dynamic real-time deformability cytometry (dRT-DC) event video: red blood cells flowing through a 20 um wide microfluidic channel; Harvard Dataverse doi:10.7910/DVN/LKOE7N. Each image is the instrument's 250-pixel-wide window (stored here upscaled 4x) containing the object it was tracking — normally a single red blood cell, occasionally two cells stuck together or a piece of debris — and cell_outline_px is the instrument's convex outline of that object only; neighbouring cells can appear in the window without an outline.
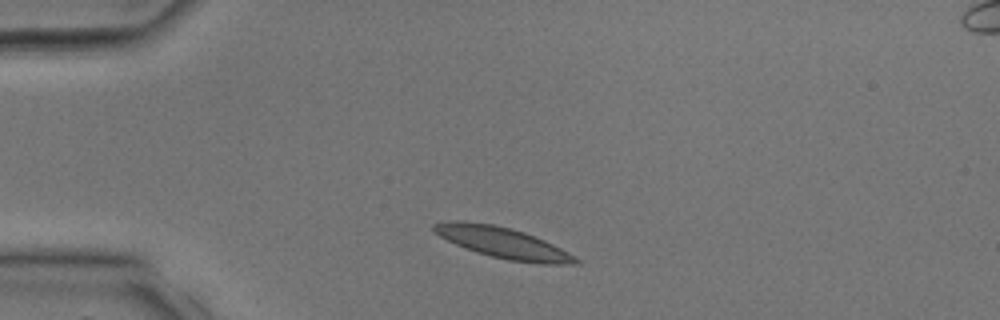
{"species": "common noctule bat (a hibernating species)", "species_latin": "Nyctalus noctula", "temperature_condition": "room temperature", "stored_images_in_passage": 26, "camera_frame_rate_fps": 3000, "um_per_image_px": 0.085, "animal": {"sex": "male", "body_mass_g": 17.9, "forearm_length_mm": 54.2}, "frame": {"image": 1, "passage_image": 1, "time_ms": 0.0, "image_size_px": [1000, 320], "cell_outline_px": [[580, 264], [540, 264], [508, 260], [476, 252], [456, 244], [432, 232], [432, 224], [452, 220], [464, 220], [492, 224], [524, 232], [544, 240], [568, 252], [580, 260]], "centroid_in_image_um": [42.72, 20.63], "position_along_channel_um": 42.3, "area_um2": 25.43}}
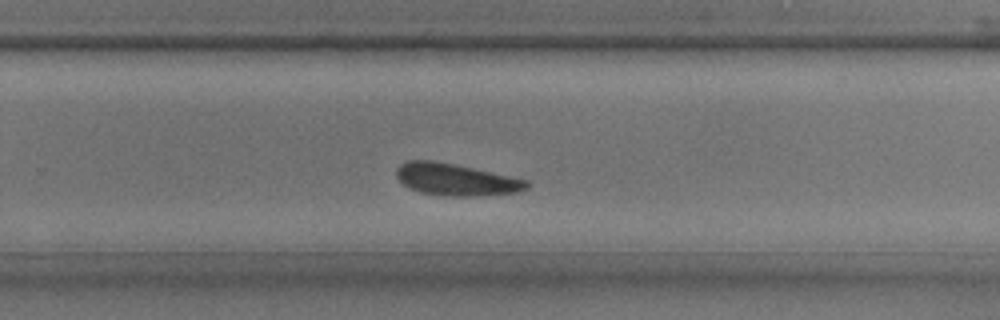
{"frame": {"image": 2, "passage_image": 15, "time_ms": 4.667, "image_size_px": [1000, 320], "cell_outline_px": [[532, 184], [528, 188], [516, 192], [468, 196], [444, 196], [420, 192], [404, 184], [396, 176], [396, 168], [400, 164], [408, 160], [432, 160], [472, 168], [528, 180]], "centroid_in_image_um": [38.74, 15.26], "position_along_channel_um": 291.1, "area_um2": 23.93}}
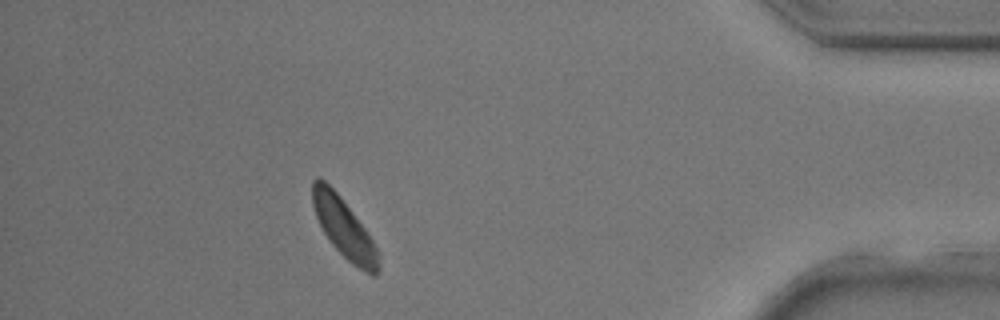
{"frame": {"image": 3, "passage_image": 23, "time_ms": 7.333, "image_size_px": [1000, 320], "cell_outline_px": [[380, 268], [376, 276], [372, 276], [364, 272], [352, 264], [332, 244], [324, 232], [316, 216], [312, 204], [312, 180], [316, 176], [320, 176], [340, 196], [364, 228], [372, 240], [380, 256]], "centroid_in_image_um": [29.24, 19.4], "position_along_channel_um": 406.0, "area_um2": 22.66}}